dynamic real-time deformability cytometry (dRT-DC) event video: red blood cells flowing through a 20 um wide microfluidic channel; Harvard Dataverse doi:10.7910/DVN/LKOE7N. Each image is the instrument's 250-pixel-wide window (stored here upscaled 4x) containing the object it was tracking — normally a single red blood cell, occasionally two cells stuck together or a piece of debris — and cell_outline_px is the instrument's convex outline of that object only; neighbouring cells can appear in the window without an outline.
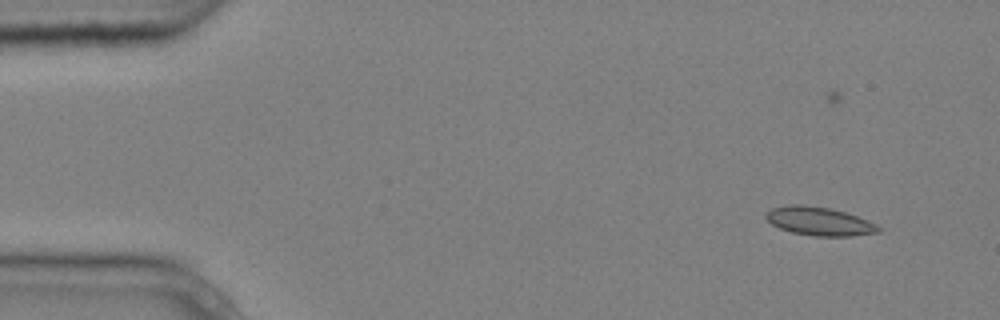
{"species": "common noctule bat (a hibernating species)", "species_latin": "Nyctalus noctula", "temperature_condition": "cold", "stored_images_in_passage": 7, "camera_frame_rate_fps": 3000, "um_per_image_px": 0.085, "animal": {"sex": "male", "body_mass_g": 20.4}, "frame": {"image": 1, "passage_image": 1, "time_ms": 0.0, "image_size_px": [1000, 320], "cell_outline_px": [[880, 232], [852, 236], [816, 236], [792, 232], [780, 228], [772, 224], [764, 216], [772, 208], [788, 204], [804, 204], [828, 208], [844, 212], [868, 220], [876, 224], [880, 228]], "centroid_in_image_um": [69.63, 18.8], "position_along_channel_um": 15.4, "area_um2": 18.55}}
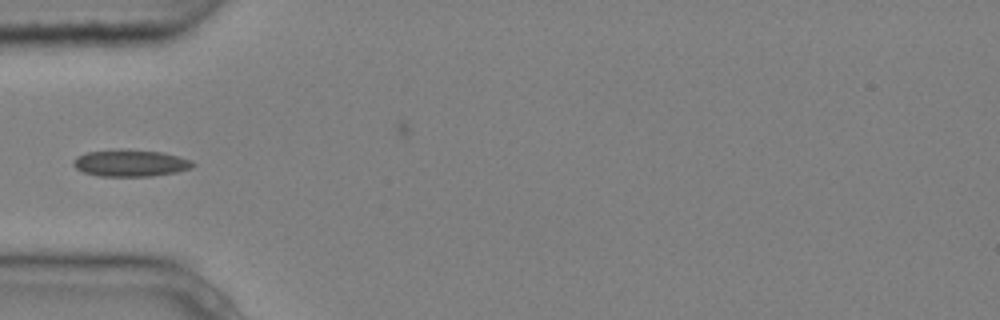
{"frame": {"image": 2, "passage_image": 4, "time_ms": 1.0, "image_size_px": [1000, 320], "cell_outline_px": [[196, 164], [192, 168], [176, 172], [152, 176], [100, 176], [84, 172], [76, 168], [72, 164], [72, 160], [76, 156], [88, 152], [120, 148], [164, 152], [192, 160]], "centroid_in_image_um": [11.09, 13.85], "position_along_channel_um": 73.9, "area_um2": 18.96}}
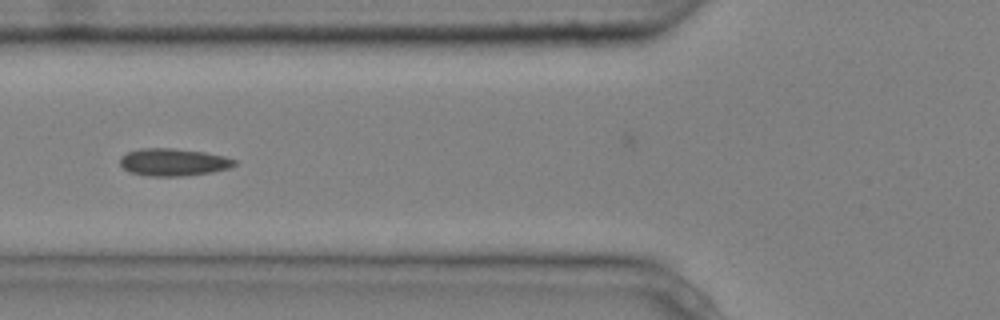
{"frame": {"image": 3, "passage_image": 5, "time_ms": 1.333, "image_size_px": [1000, 320], "cell_outline_px": [[236, 164], [232, 168], [212, 172], [184, 176], [148, 176], [128, 172], [120, 164], [120, 156], [128, 152], [140, 148], [176, 148], [204, 152], [224, 156], [236, 160]], "centroid_in_image_um": [14.74, 13.78], "position_along_channel_um": 111.1, "area_um2": 18.5}}